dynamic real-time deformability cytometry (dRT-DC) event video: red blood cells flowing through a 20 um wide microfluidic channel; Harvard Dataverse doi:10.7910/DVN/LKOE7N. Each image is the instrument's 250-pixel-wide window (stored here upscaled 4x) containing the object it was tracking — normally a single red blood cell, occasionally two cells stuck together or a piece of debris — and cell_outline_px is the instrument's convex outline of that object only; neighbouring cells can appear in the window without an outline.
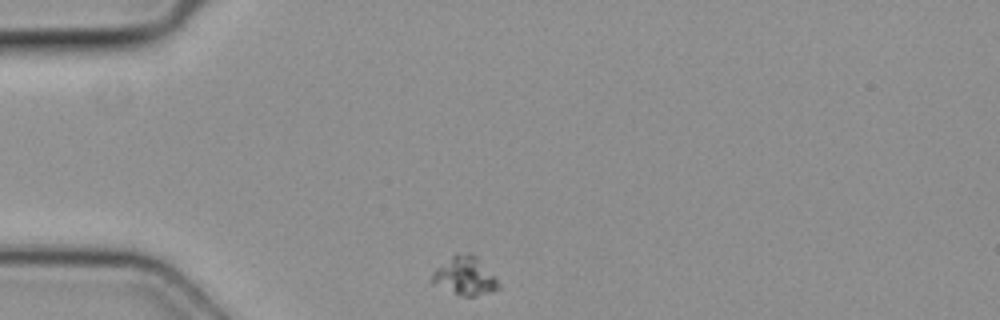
{"species": "common noctule bat (a hibernating species)", "species_latin": "Nyctalus noctula", "temperature_condition": "cold", "stored_images_in_passage": 3, "camera_frame_rate_fps": 3000, "um_per_image_px": 0.085, "animal": {"sex": "female", "body_mass_g": 19.3, "forearm_length_mm": 54.1}, "frame": {"image": 1, "passage_image": 1, "time_ms": 0.0, "image_size_px": [1000, 320], "cell_outline_px": [[500, 288], [492, 292], [476, 296], [460, 296], [432, 284], [428, 280], [432, 272], [436, 268], [456, 252], [472, 252], [496, 276], [500, 284]], "centroid_in_image_um": [39.5, 23.45], "position_along_channel_um": 45.5, "area_um2": 15.43}}
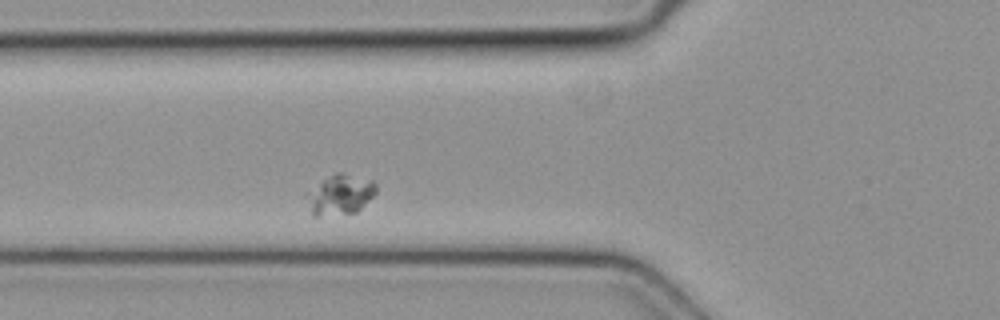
{"frame": {"image": 2, "passage_image": 3, "time_ms": 0.667, "image_size_px": [1000, 320], "cell_outline_px": [[376, 192], [356, 212], [316, 216], [312, 216], [312, 196], [320, 184], [324, 180], [336, 172], [344, 172], [376, 180]], "centroid_in_image_um": [29.09, 16.51], "position_along_channel_um": 96.7, "area_um2": 15.14}}